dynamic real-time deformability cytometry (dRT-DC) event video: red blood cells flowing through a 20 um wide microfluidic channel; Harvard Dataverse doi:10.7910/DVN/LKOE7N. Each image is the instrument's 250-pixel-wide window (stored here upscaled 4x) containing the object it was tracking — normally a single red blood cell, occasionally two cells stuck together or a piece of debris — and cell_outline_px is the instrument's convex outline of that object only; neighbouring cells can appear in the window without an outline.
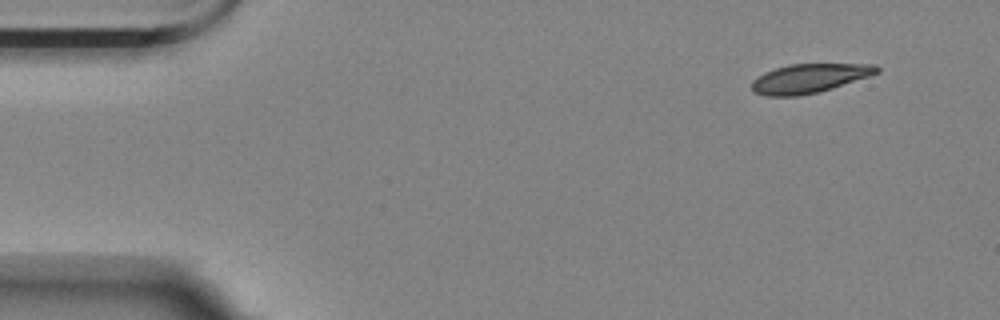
{"species": "Egyptian fruit bat (a non-hibernating species)", "species_latin": "Rousettus aegyptiacus", "temperature_condition": "room temperature", "stored_images_in_passage": 2, "segment_of_instrument_passage": [2, 2], "camera_frame_rate_fps": 3000, "um_per_image_px": 0.085, "animal": {"sex": "female"}, "frame": {"image": 1, "passage_image": 2, "time_ms": 2.333, "image_size_px": [1000, 320], "cell_outline_px": [[880, 72], [832, 88], [816, 92], [796, 96], [768, 96], [752, 92], [752, 80], [764, 72], [788, 64], [876, 64], [880, 68]], "centroid_in_image_um": [68.77, 6.65], "position_along_channel_um": 16.2, "area_um2": 21.04}}